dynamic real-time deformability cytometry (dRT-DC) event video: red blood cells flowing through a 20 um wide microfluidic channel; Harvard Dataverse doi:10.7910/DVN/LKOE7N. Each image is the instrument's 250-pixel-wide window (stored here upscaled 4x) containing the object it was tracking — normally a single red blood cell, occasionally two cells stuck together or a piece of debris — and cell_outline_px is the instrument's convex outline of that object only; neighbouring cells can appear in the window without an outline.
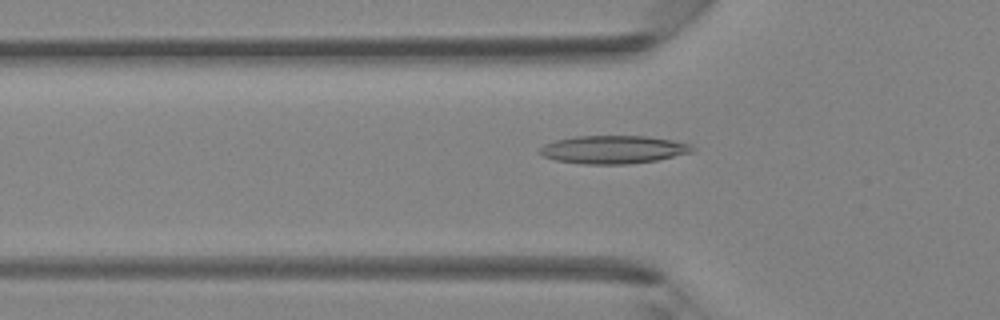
{"species": "Egyptian fruit bat (a non-hibernating species)", "species_latin": "Rousettus aegyptiacus", "temperature_condition": "room temperature", "stored_images_in_passage": 42, "camera_frame_rate_fps": 3000, "um_per_image_px": 0.085, "animal": {"sex": "female"}, "frame": {"image": 1, "passage_image": 14, "time_ms": 4.333, "image_size_px": [1000, 320], "cell_outline_px": [[696, 148], [692, 152], [656, 160], [628, 164], [584, 164], [556, 160], [544, 156], [536, 152], [544, 144], [556, 140], [576, 136], [648, 136], [672, 140], [688, 144]], "centroid_in_image_um": [52.11, 12.71], "position_along_channel_um": 73.7, "area_um2": 24.85}}
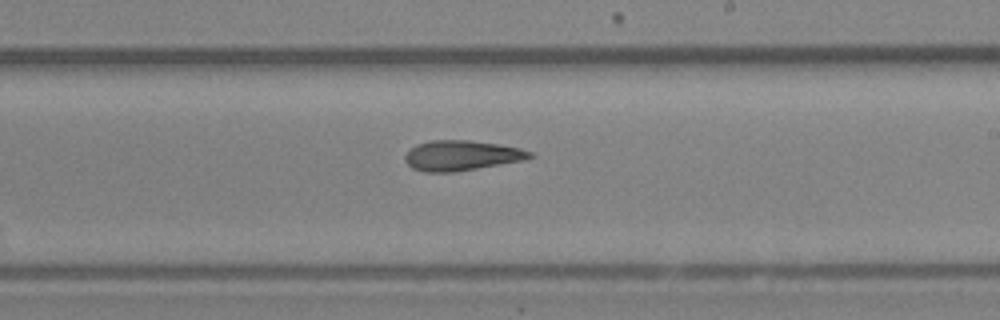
{"frame": {"image": 2, "passage_image": 25, "time_ms": 8.0, "image_size_px": [1000, 320], "cell_outline_px": [[536, 156], [524, 160], [456, 172], [424, 172], [412, 168], [404, 160], [404, 156], [416, 144], [432, 140], [468, 140], [496, 144], [520, 148], [532, 152]], "centroid_in_image_um": [39.23, 13.22], "position_along_channel_um": 249.8, "area_um2": 21.91}}
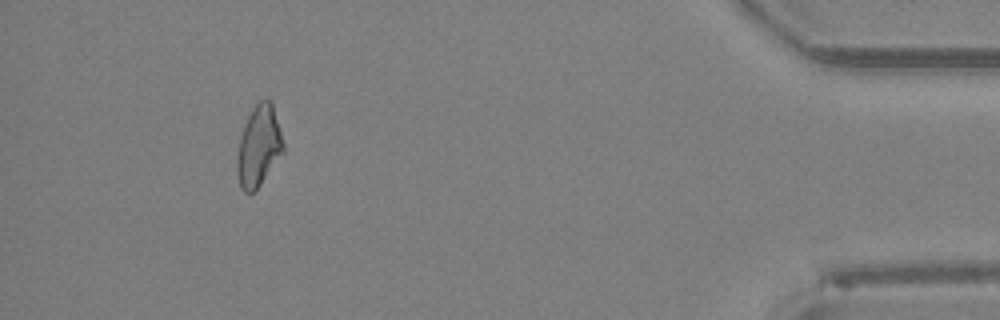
{"frame": {"image": 3, "passage_image": 39, "time_ms": 12.667, "image_size_px": [1000, 320], "cell_outline_px": [[284, 152], [260, 184], [252, 192], [244, 192], [240, 188], [236, 172], [236, 160], [240, 136], [244, 124], [252, 108], [260, 100], [268, 96], [272, 100], [284, 144]], "centroid_in_image_um": [21.99, 12.38], "position_along_channel_um": 413.2, "area_um2": 21.96}}